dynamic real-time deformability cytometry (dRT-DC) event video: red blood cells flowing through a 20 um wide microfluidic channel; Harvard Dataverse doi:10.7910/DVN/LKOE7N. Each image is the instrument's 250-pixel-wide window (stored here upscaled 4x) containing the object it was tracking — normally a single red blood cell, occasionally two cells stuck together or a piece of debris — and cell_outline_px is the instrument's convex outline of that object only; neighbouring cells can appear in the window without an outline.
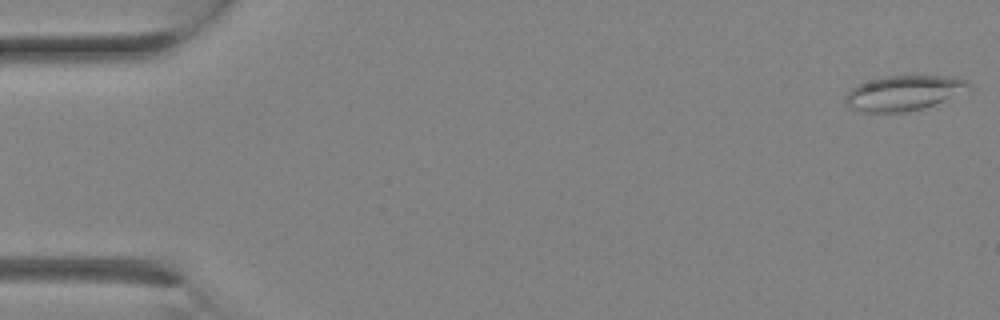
{"species": "Egyptian fruit bat (a non-hibernating species)", "species_latin": "Rousettus aegyptiacus", "temperature_condition": "room temperature", "stored_images_in_passage": 11, "camera_frame_rate_fps": 3000, "um_per_image_px": 0.085, "animal": {"sex": "female"}, "frame": {"image": 1, "passage_image": 1, "time_ms": 0.0, "image_size_px": [1000, 320], "cell_outline_px": [[972, 88], [932, 104], [920, 108], [904, 112], [860, 112], [848, 108], [844, 104], [844, 96], [856, 84], [868, 80], [884, 76], [944, 76], [968, 80], [972, 84]], "centroid_in_image_um": [76.72, 7.9], "position_along_channel_um": 8.3, "area_um2": 25.09}}
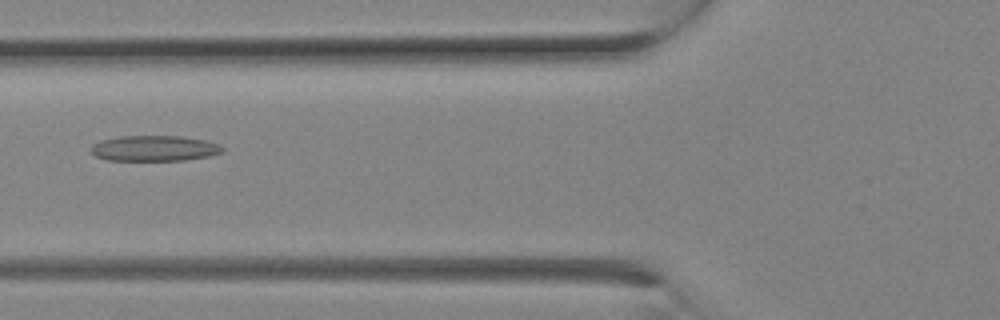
{"frame": {"image": 2, "passage_image": 10, "time_ms": 3.0, "image_size_px": [1000, 320], "cell_outline_px": [[224, 152], [208, 156], [184, 160], [108, 160], [96, 156], [92, 152], [92, 144], [100, 140], [120, 136], [184, 136], [204, 140], [216, 144], [224, 148]], "centroid_in_image_um": [13.11, 12.6], "position_along_channel_um": 112.7, "area_um2": 19.48}}